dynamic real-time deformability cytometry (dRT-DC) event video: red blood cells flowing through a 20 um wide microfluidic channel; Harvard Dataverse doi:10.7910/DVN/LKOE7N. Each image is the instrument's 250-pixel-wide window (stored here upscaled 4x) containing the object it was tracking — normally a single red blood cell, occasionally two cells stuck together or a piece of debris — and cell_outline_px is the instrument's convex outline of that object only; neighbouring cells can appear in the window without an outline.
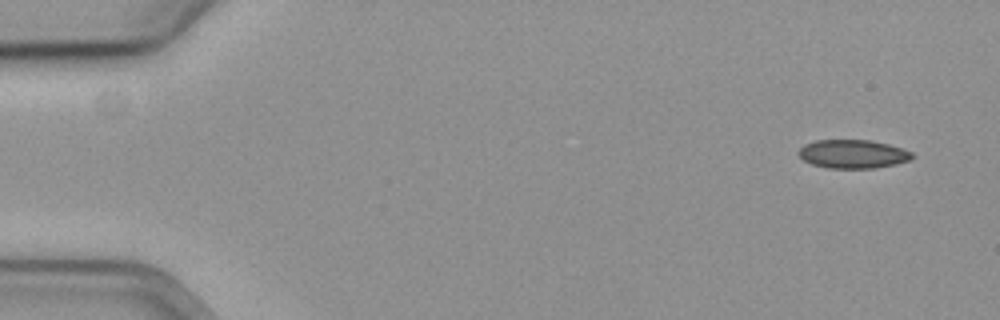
{"species": "common noctule bat (a hibernating species)", "species_latin": "Nyctalus noctula", "temperature_condition": "cold", "stored_images_in_passage": 55, "camera_frame_rate_fps": 3000, "um_per_image_px": 0.085, "animal": {"sex": "female", "body_mass_g": 19.3, "forearm_length_mm": 54.1}, "frame": {"image": 1, "passage_image": 1, "time_ms": 0.0, "image_size_px": [1000, 320], "cell_outline_px": [[916, 156], [908, 160], [896, 164], [876, 168], [828, 168], [812, 164], [804, 160], [800, 156], [800, 148], [804, 144], [816, 140], [872, 140], [888, 144], [912, 152]], "centroid_in_image_um": [72.52, 13.09], "position_along_channel_um": 12.5, "area_um2": 18.84}}
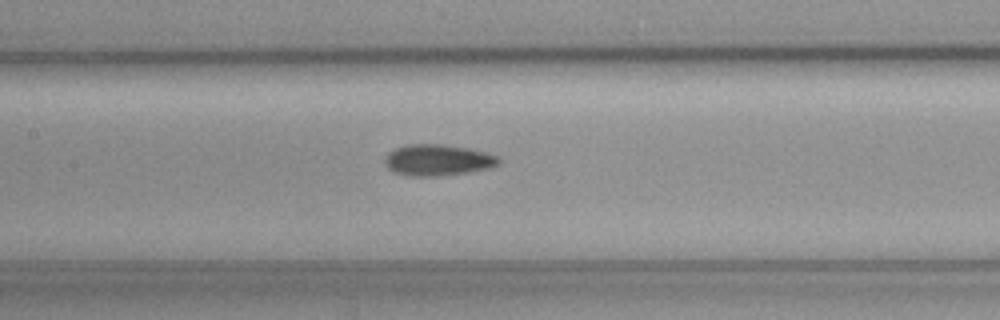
{"frame": {"image": 2, "passage_image": 25, "time_ms": 8.0, "image_size_px": [1000, 320], "cell_outline_px": [[500, 160], [496, 164], [488, 168], [464, 172], [436, 176], [412, 176], [396, 172], [388, 168], [384, 164], [384, 160], [388, 152], [396, 148], [408, 144], [444, 144], [468, 148], [500, 156]], "centroid_in_image_um": [37.17, 13.59], "position_along_channel_um": 170.2, "area_um2": 20.46}}
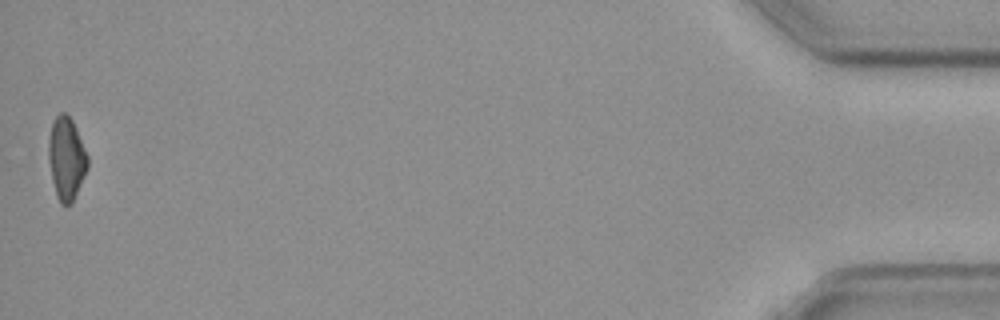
{"frame": {"image": 3, "passage_image": 55, "time_ms": 18.0, "image_size_px": [1000, 320], "cell_outline_px": [[88, 168], [72, 204], [60, 204], [56, 196], [52, 180], [48, 160], [48, 140], [52, 120], [60, 112], [64, 112], [72, 120], [76, 128], [88, 156]], "centroid_in_image_um": [5.63, 13.47], "position_along_channel_um": 429.6, "area_um2": 19.02}, "authors_computed_cell_mechanics": {"area_um2": 19.4786, "velocity_mm_per_s": 3.5974, "shape_relaxation_time_tau1_ms": 8.8703, "shape_relaxation_time_tau2_ms": null, "deformation_change_tau1": 0.1334, "deformation_change_tau2": null}}